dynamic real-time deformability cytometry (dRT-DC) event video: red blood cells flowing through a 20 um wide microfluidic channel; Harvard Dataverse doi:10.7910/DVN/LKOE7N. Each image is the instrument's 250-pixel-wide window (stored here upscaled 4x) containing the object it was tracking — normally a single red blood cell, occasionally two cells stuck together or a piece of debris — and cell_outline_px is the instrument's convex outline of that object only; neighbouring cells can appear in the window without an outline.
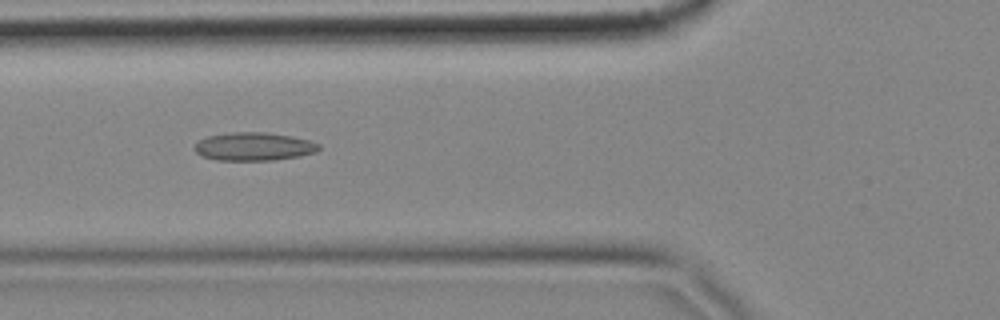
{"species": "common noctule bat (a hibernating species)", "species_latin": "Nyctalus noctula", "temperature_condition": "cold", "stored_images_in_passage": 56, "camera_frame_rate_fps": 3000, "um_per_image_px": 0.085, "animal": {"sex": "female", "body_mass_g": 18.4}, "frame": {"image": 1, "passage_image": 20, "time_ms": 6.333, "image_size_px": [1000, 320], "cell_outline_px": [[320, 148], [316, 152], [300, 156], [272, 160], [216, 160], [200, 156], [192, 148], [200, 140], [208, 136], [232, 132], [268, 132], [292, 136], [308, 140], [320, 144]], "centroid_in_image_um": [21.57, 12.45], "position_along_channel_um": 104.2, "area_um2": 20.52}}
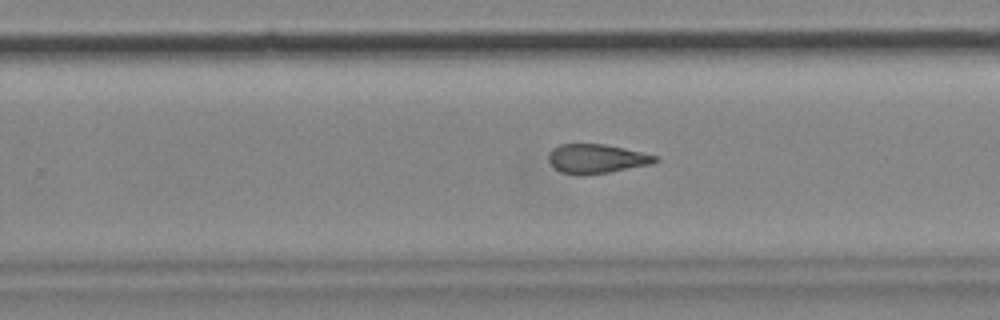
{"frame": {"image": 2, "passage_image": 35, "time_ms": 11.333, "image_size_px": [1000, 320], "cell_outline_px": [[660, 160], [652, 164], [608, 172], [584, 176], [576, 176], [560, 172], [548, 160], [548, 152], [552, 148], [560, 144], [604, 144], [624, 148], [660, 156]], "centroid_in_image_um": [50.71, 13.5], "position_along_channel_um": 279.1, "area_um2": 18.44}}
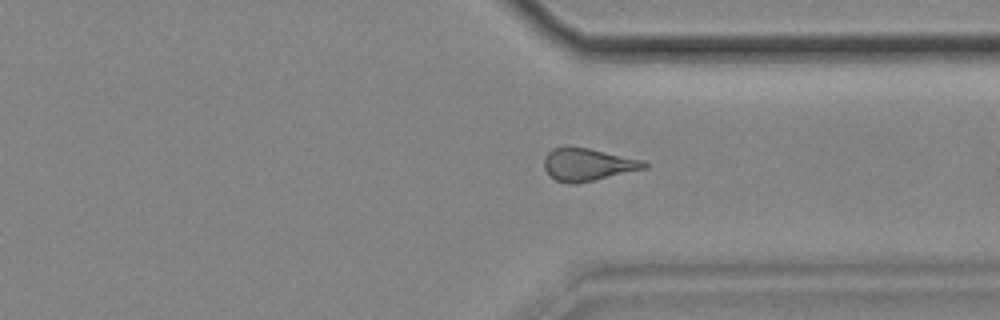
{"frame": {"image": 3, "passage_image": 42, "time_ms": 13.667, "image_size_px": [1000, 320], "cell_outline_px": [[648, 168], [576, 184], [568, 184], [556, 180], [544, 168], [544, 156], [552, 148], [564, 144], [568, 144], [588, 148], [644, 160], [648, 164]], "centroid_in_image_um": [49.93, 13.95], "position_along_channel_um": 361.5, "area_um2": 19.36}, "authors_computed_cell_mechanics": {"area_um2": 19.363, "velocity_mm_per_s": 3.5007, "shape_relaxation_time_tau1_ms": null, "shape_relaxation_time_tau2_ms": 3.7312, "deformation_change_tau1": null, "deformation_change_tau2": 0.1261}}